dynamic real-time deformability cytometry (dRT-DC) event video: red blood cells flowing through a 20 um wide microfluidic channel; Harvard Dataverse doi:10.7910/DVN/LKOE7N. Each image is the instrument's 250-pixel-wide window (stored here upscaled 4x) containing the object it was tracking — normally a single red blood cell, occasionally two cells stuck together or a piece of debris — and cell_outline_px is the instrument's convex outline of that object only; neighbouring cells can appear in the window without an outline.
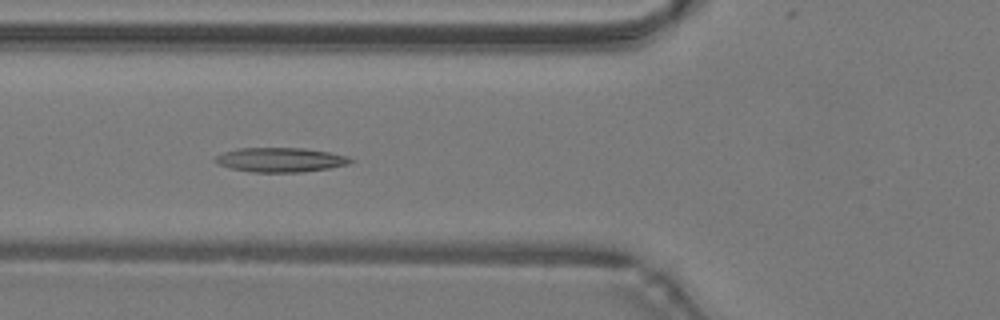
{"species": "common noctule bat (a hibernating species)", "species_latin": "Nyctalus noctula", "temperature_condition": "warm", "stored_images_in_passage": 44, "camera_frame_rate_fps": 3000, "um_per_image_px": 0.085, "animal": {"sex": "male", "body_mass_g": 19.2, "forearm_length_mm": 51.8}, "frame": {"image": 1, "passage_image": 18, "time_ms": 5.667, "image_size_px": [1000, 320], "cell_outline_px": [[356, 160], [348, 164], [328, 168], [300, 172], [252, 172], [232, 168], [220, 164], [212, 160], [216, 156], [224, 152], [236, 148], [304, 148], [328, 152], [348, 156]], "centroid_in_image_um": [23.85, 13.58], "position_along_channel_um": 102.0, "area_um2": 19.13}}
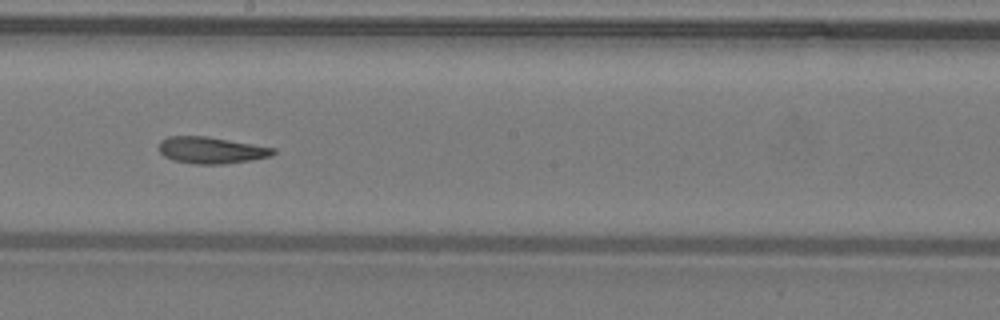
{"frame": {"image": 2, "passage_image": 27, "time_ms": 8.667, "image_size_px": [1000, 320], "cell_outline_px": [[276, 152], [272, 156], [224, 164], [196, 164], [172, 160], [164, 156], [160, 152], [160, 140], [168, 136], [208, 136], [276, 148]], "centroid_in_image_um": [17.96, 12.76], "position_along_channel_um": 230.2, "area_um2": 17.74}}
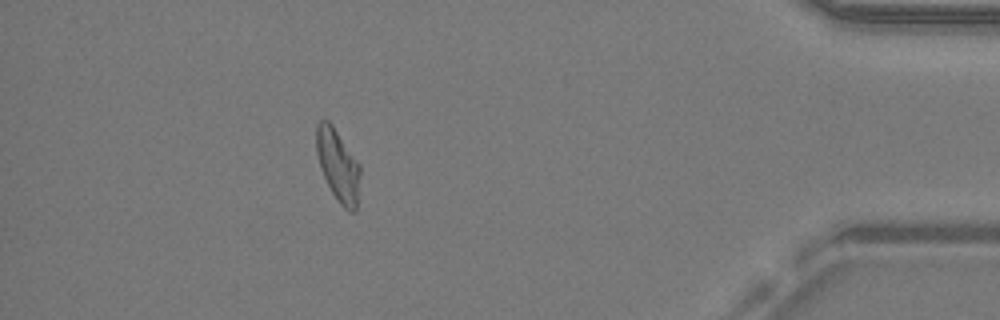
{"frame": {"image": 3, "passage_image": 43, "time_ms": 14.0, "image_size_px": [1000, 320], "cell_outline_px": [[360, 176], [356, 212], [348, 212], [340, 204], [332, 192], [320, 168], [316, 152], [316, 124], [320, 120], [328, 120], [332, 124], [360, 164]], "centroid_in_image_um": [28.73, 14.05], "position_along_channel_um": 406.5, "area_um2": 18.44}}